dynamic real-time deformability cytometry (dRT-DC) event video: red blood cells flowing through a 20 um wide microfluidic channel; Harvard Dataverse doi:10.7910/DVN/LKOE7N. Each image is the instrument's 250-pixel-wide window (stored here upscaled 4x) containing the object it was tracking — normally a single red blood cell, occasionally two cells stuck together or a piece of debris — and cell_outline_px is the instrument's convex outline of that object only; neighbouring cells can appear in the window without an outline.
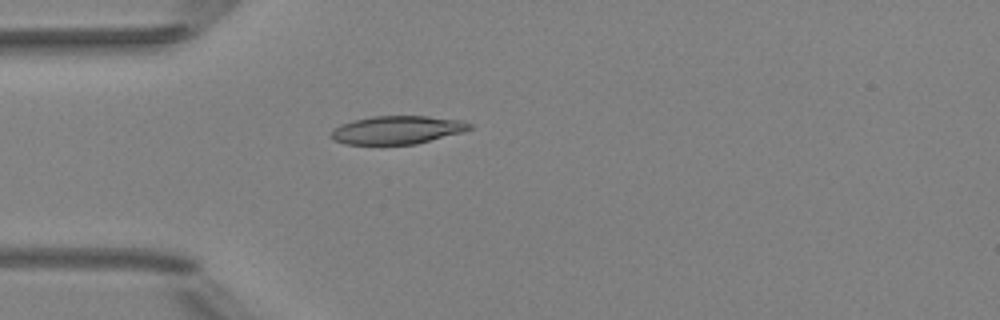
{"species": "Egyptian fruit bat (a non-hibernating species)", "species_latin": "Rousettus aegyptiacus", "temperature_condition": "room temperature", "stored_images_in_passage": 5, "camera_frame_rate_fps": 3000, "um_per_image_px": 0.085, "animal": {"sex": "female"}, "frame": {"image": 1, "passage_image": 5, "time_ms": 4.333, "image_size_px": [1000, 320], "cell_outline_px": [[472, 128], [464, 132], [416, 144], [344, 144], [332, 140], [328, 136], [332, 128], [340, 124], [352, 120], [372, 116], [428, 116], [460, 120], [472, 124]], "centroid_in_image_um": [33.71, 11.04], "position_along_channel_um": 51.3, "area_um2": 23.06}}